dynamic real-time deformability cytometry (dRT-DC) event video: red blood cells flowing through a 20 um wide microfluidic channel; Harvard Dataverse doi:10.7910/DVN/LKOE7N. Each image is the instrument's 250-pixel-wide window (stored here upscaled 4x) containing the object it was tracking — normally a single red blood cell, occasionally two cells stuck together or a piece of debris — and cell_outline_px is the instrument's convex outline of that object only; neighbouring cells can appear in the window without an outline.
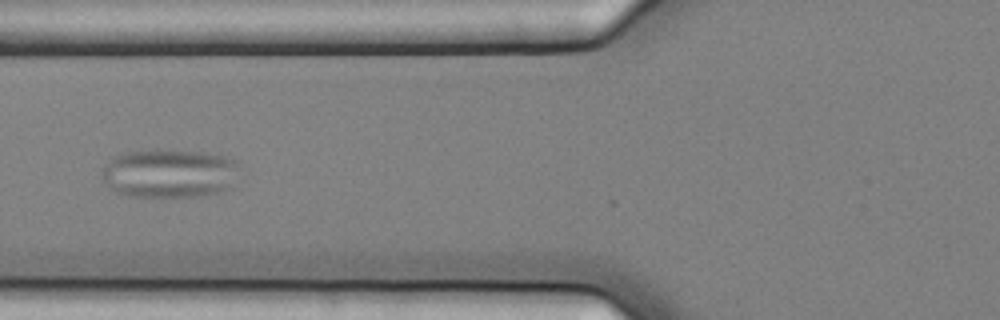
{"species": "common noctule bat (a hibernating species)", "species_latin": "Nyctalus noctula", "temperature_condition": "cold", "stored_images_in_passage": 9, "camera_frame_rate_fps": 3000, "um_per_image_px": 0.085, "animal": {"sex": "female", "body_mass_g": 25.1}, "frame": {"image": 1, "passage_image": 7, "time_ms": 2.0, "image_size_px": [1000, 320], "cell_outline_px": [[236, 188], [220, 192], [196, 196], [128, 196], [116, 192], [100, 176], [100, 168], [108, 160], [124, 152], [152, 148], [156, 148], [200, 152], [224, 156], [236, 160]], "centroid_in_image_um": [14.38, 14.72], "position_along_channel_um": 111.4, "area_um2": 39.77}}